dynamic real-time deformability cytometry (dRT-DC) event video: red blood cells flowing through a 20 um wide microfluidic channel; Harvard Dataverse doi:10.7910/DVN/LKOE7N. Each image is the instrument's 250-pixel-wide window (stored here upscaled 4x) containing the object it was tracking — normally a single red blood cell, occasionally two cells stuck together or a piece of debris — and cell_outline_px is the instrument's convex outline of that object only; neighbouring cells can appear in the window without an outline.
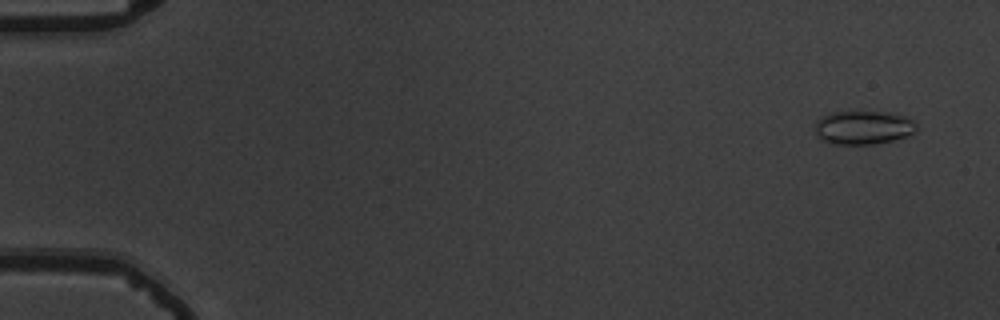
{"species": "common noctule bat (a hibernating species)", "species_latin": "Nyctalus noctula", "temperature_condition": "warm", "stored_images_in_passage": 57, "camera_frame_rate_fps": 3000, "um_per_image_px": 0.085, "animal": {"sex": "male", "body_mass_g": 19.5, "forearm_length_mm": 54.6}, "frame": {"image": 1, "passage_image": 4, "time_ms": 1.0, "image_size_px": [1000, 320], "cell_outline_px": [[916, 132], [908, 136], [876, 144], [832, 144], [816, 136], [816, 120], [820, 116], [832, 112], [884, 112], [904, 116], [912, 120], [916, 124]], "centroid_in_image_um": [73.37, 10.85], "position_along_channel_um": 11.6, "area_um2": 19.88}}
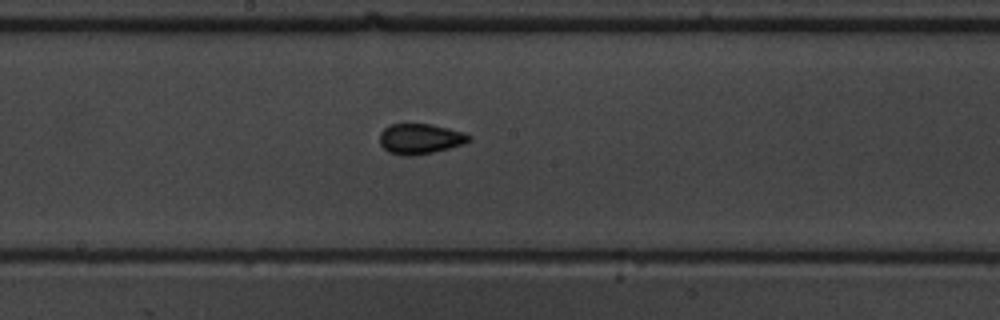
{"frame": {"image": 2, "passage_image": 32, "time_ms": 10.333, "image_size_px": [1000, 320], "cell_outline_px": [[472, 140], [464, 144], [432, 152], [412, 156], [404, 156], [388, 152], [380, 144], [380, 132], [384, 128], [392, 124], [432, 124], [464, 132], [472, 136]], "centroid_in_image_um": [35.73, 11.8], "position_along_channel_um": 212.5, "area_um2": 15.84}}
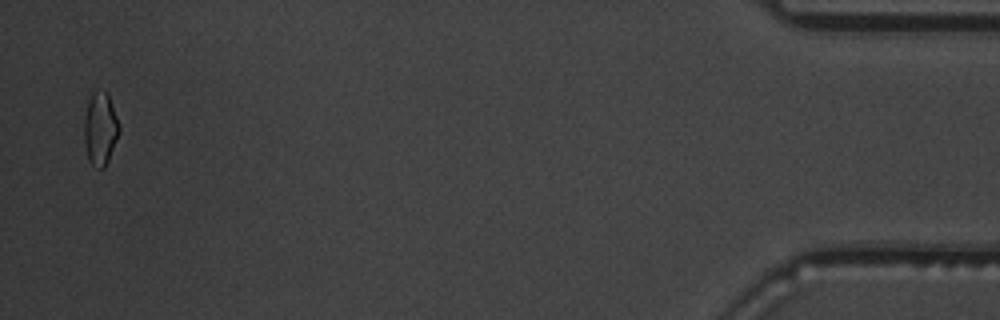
{"frame": {"image": 3, "passage_image": 56, "time_ms": 18.333, "image_size_px": [1000, 320], "cell_outline_px": [[120, 132], [108, 160], [104, 168], [100, 168], [92, 164], [88, 160], [84, 144], [84, 116], [88, 100], [92, 92], [96, 88], [108, 92], [120, 128]], "centroid_in_image_um": [8.51, 10.9], "position_along_channel_um": 426.7, "area_um2": 15.09}, "authors_computed_cell_mechanics": {"area_um2": 15.1436, "velocity_mm_per_s": 3.694, "shape_relaxation_time_tau1_ms": 6.6302, "shape_relaxation_time_tau2_ms": 1.1201, "deformation_change_tau1": 0.1315, "deformation_change_tau2": 0.0705}}